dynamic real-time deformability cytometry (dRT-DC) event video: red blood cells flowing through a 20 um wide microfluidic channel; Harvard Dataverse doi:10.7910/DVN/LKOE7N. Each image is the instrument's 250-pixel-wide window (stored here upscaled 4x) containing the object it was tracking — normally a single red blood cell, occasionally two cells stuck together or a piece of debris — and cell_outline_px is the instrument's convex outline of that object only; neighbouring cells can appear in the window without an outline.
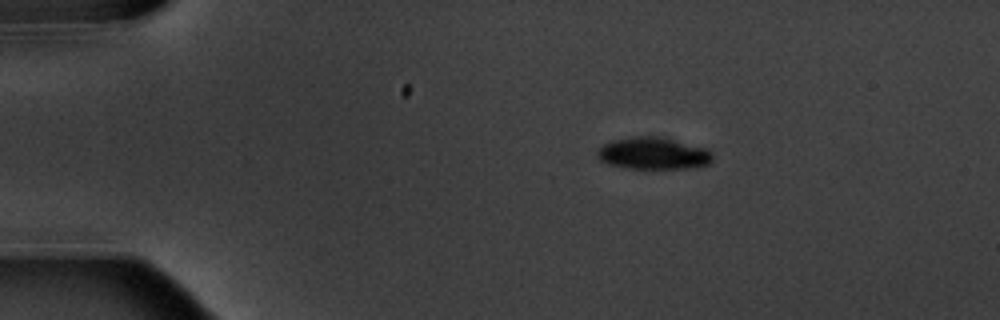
{"species": "common noctule bat (a hibernating species)", "species_latin": "Nyctalus noctula", "temperature_condition": "warm", "stored_images_in_passage": 4, "camera_frame_rate_fps": 3000, "um_per_image_px": 0.085, "animal": {"sex": "male", "body_mass_g": 20.1, "forearm_length_mm": 53.5}, "frame": {"image": 1, "passage_image": 1, "time_ms": 0.0, "image_size_px": [1000, 320], "cell_outline_px": [[712, 160], [708, 164], [684, 168], [628, 168], [608, 164], [600, 160], [596, 156], [596, 152], [604, 144], [612, 140], [632, 136], [664, 136], [708, 148], [712, 152]], "centroid_in_image_um": [55.53, 13.01], "position_along_channel_um": 29.5, "area_um2": 21.73}}
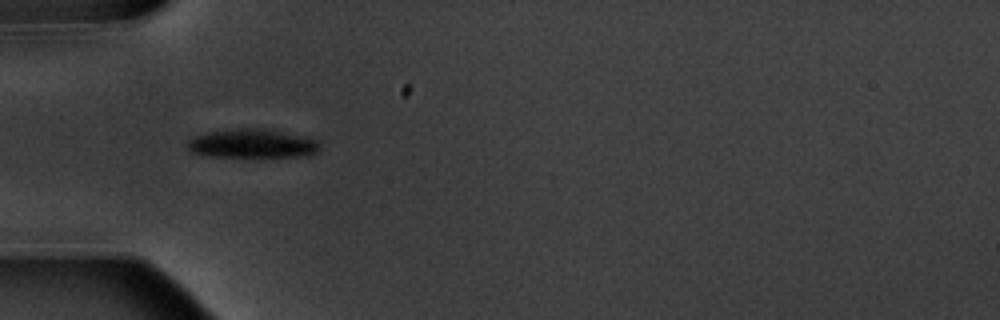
{"frame": {"image": 2, "passage_image": 3, "time_ms": 2.667, "image_size_px": [1000, 320], "cell_outline_px": [[320, 148], [316, 152], [308, 156], [208, 156], [192, 152], [188, 148], [188, 140], [196, 136], [208, 132], [236, 128], [264, 128], [308, 136], [320, 140]], "centroid_in_image_um": [21.52, 12.18], "position_along_channel_um": 63.5, "area_um2": 22.37}}